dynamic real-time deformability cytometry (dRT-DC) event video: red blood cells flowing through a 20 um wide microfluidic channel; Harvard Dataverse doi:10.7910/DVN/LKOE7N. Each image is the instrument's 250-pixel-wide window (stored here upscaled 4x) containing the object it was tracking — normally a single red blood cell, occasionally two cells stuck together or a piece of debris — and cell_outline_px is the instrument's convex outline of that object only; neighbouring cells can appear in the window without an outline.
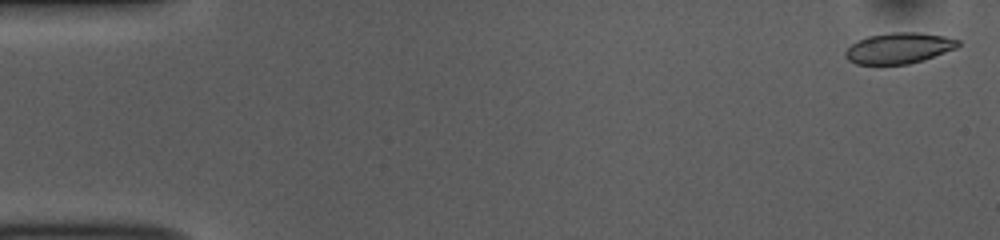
{"species": "common noctule bat (a hibernating species)", "species_latin": "Nyctalus noctula", "temperature_condition": "room temperature", "stored_images_in_passage": 53, "camera_frame_rate_fps": 3000, "um_per_image_px": 0.085, "animal": {"sex": "female", "body_mass_g": 10.0, "forearm_length_mm": 53.1}, "frame": {"image": 1, "passage_image": 2, "time_ms": 0.333, "image_size_px": [1000, 240], "cell_outline_px": [[960, 44], [956, 48], [924, 60], [908, 64], [856, 64], [848, 60], [844, 56], [844, 52], [852, 44], [868, 36], [892, 32], [920, 32], [944, 36], [960, 40]], "centroid_in_image_um": [76.42, 4.09], "position_along_channel_um": 8.6, "area_um2": 20.23}}
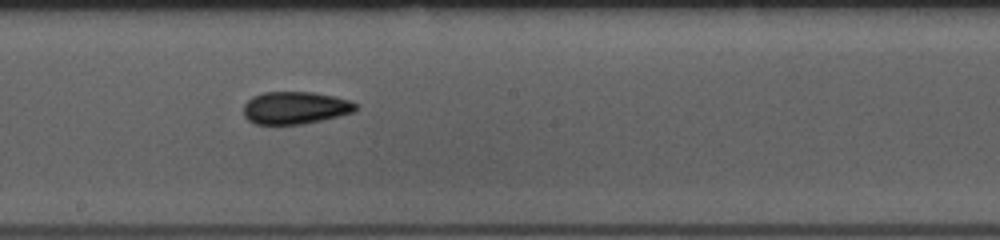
{"frame": {"image": 2, "passage_image": 29, "time_ms": 9.333, "image_size_px": [1000, 240], "cell_outline_px": [[356, 112], [304, 124], [256, 124], [248, 120], [244, 116], [244, 104], [252, 96], [264, 92], [312, 92], [352, 100], [356, 104]], "centroid_in_image_um": [25.1, 9.16], "position_along_channel_um": 223.1, "area_um2": 21.27}}
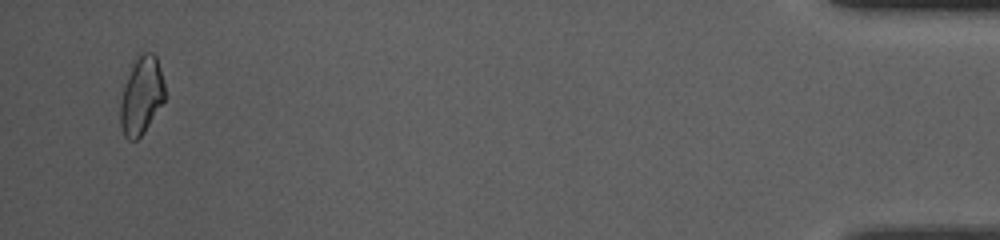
{"frame": {"image": 3, "passage_image": 51, "time_ms": 16.667, "image_size_px": [1000, 240], "cell_outline_px": [[164, 100], [144, 132], [136, 140], [128, 140], [124, 136], [120, 124], [120, 104], [128, 64], [140, 48], [152, 52], [156, 56], [164, 84]], "centroid_in_image_um": [11.97, 8.01], "position_along_channel_um": 423.2, "area_um2": 20.81}, "authors_computed_cell_mechanics": {"area_um2": 20.5768, "velocity_mm_per_s": 3.838, "shape_relaxation_time_tau1_ms": null, "shape_relaxation_time_tau2_ms": 2.5597, "deformation_change_tau1": null, "deformation_change_tau2": 0.0668}}